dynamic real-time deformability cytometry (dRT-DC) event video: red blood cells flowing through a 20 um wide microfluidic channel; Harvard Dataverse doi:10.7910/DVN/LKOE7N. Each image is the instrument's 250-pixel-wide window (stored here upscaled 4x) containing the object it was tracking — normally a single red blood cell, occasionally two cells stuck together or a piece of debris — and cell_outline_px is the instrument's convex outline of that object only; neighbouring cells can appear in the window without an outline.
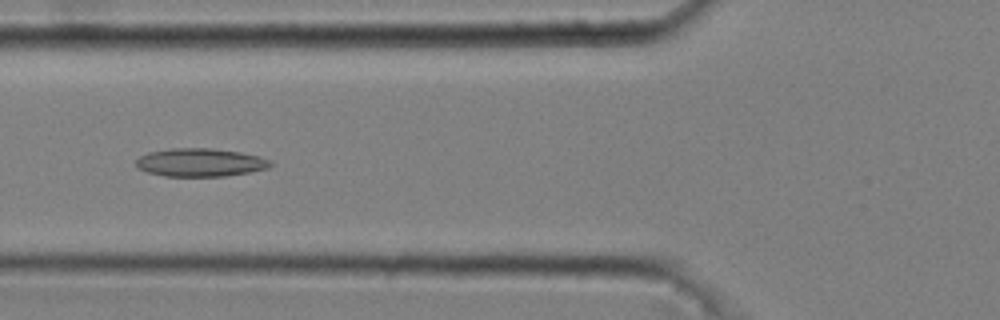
{"species": "common noctule bat (a hibernating species)", "species_latin": "Nyctalus noctula", "temperature_condition": "cold", "stored_images_in_passage": 46, "camera_frame_rate_fps": 3000, "um_per_image_px": 0.085, "animal": {"sex": "male", "body_mass_g": 20.4}, "frame": {"image": 1, "passage_image": 14, "time_ms": 4.333, "image_size_px": [1000, 320], "cell_outline_px": [[272, 164], [268, 168], [248, 172], [224, 176], [164, 176], [148, 172], [136, 168], [136, 160], [140, 156], [148, 152], [168, 148], [212, 148], [240, 152], [260, 156], [268, 160]], "centroid_in_image_um": [16.98, 13.8], "position_along_channel_um": 108.8, "area_um2": 22.08}}
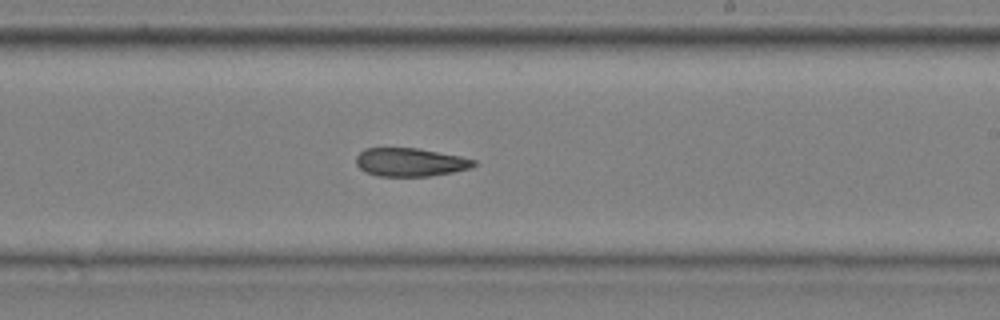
{"frame": {"image": 2, "passage_image": 26, "time_ms": 8.333, "image_size_px": [1000, 320], "cell_outline_px": [[476, 164], [472, 168], [452, 172], [428, 176], [376, 176], [360, 168], [356, 164], [356, 156], [364, 148], [416, 148], [460, 156], [476, 160]], "centroid_in_image_um": [34.87, 13.78], "position_along_channel_um": 254.1, "area_um2": 19.36}}
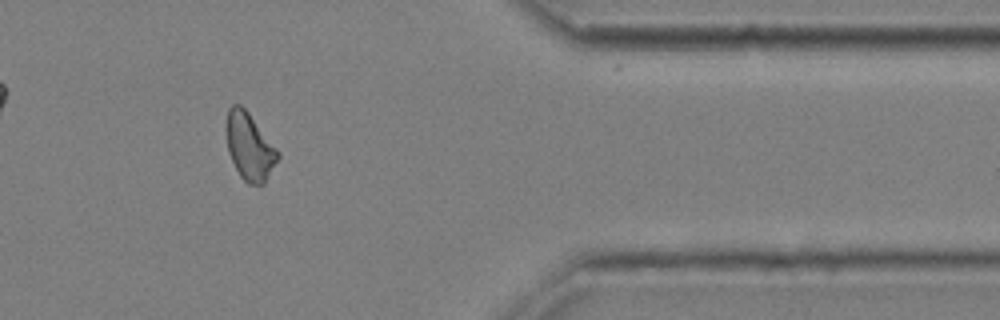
{"frame": {"image": 3, "passage_image": 39, "time_ms": 12.667, "image_size_px": [1000, 320], "cell_outline_px": [[280, 156], [264, 184], [248, 184], [240, 176], [228, 152], [224, 128], [224, 124], [228, 108], [232, 104], [240, 104], [248, 112], [280, 152]], "centroid_in_image_um": [21.18, 12.43], "position_along_channel_um": 390.2, "area_um2": 20.4}}